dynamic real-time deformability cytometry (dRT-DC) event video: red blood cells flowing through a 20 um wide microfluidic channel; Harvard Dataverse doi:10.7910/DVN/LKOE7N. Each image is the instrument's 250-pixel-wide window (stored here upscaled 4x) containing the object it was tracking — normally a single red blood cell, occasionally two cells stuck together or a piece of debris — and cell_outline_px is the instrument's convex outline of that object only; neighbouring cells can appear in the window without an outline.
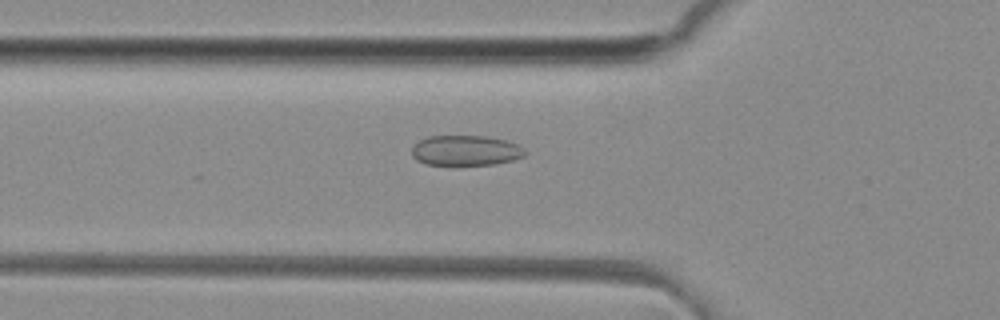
{"species": "common noctule bat (a hibernating species)", "species_latin": "Nyctalus noctula", "temperature_condition": "room temperature", "stored_images_in_passage": 11, "camera_frame_rate_fps": 3000, "um_per_image_px": 0.085, "animal": {"sex": "female", "body_mass_g": 29.2, "forearm_length_mm": 56.3}, "frame": {"image": 1, "passage_image": 4, "time_ms": 1.0, "image_size_px": [1000, 320], "cell_outline_px": [[528, 152], [524, 156], [512, 160], [496, 164], [428, 164], [416, 160], [412, 156], [412, 148], [420, 140], [428, 136], [488, 136], [504, 140], [516, 144], [524, 148]], "centroid_in_image_um": [39.6, 12.78], "position_along_channel_um": 86.2, "area_um2": 19.77}}
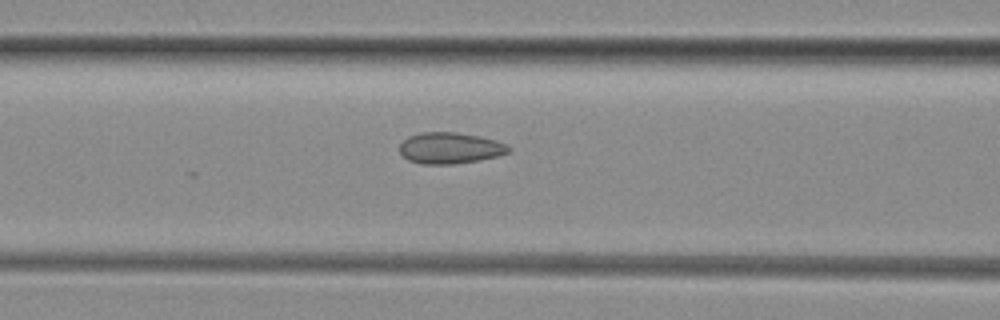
{"frame": {"image": 2, "passage_image": 7, "time_ms": 2.0, "image_size_px": [1000, 320], "cell_outline_px": [[512, 148], [508, 152], [496, 156], [480, 160], [456, 164], [420, 164], [408, 160], [400, 152], [400, 144], [408, 136], [420, 132], [456, 132], [480, 136], [496, 140], [508, 144]], "centroid_in_image_um": [38.26, 12.58], "position_along_channel_um": 128.3, "area_um2": 20.0}}
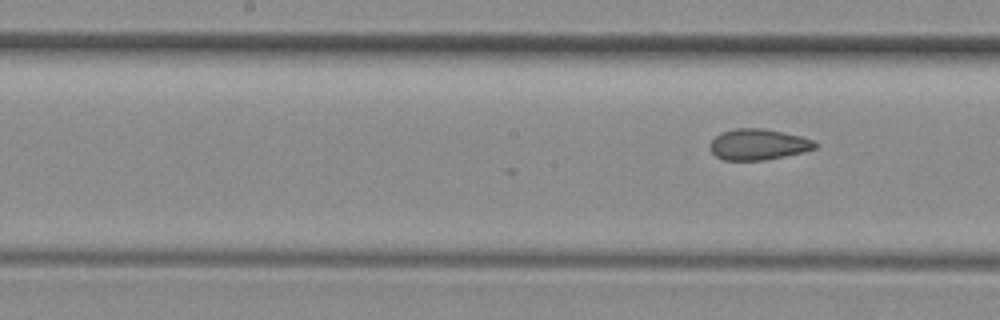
{"frame": {"image": 3, "passage_image": 11, "time_ms": 3.333, "image_size_px": [1000, 320], "cell_outline_px": [[820, 144], [816, 148], [804, 152], [764, 160], [724, 160], [716, 156], [712, 152], [708, 144], [720, 132], [736, 128], [760, 128], [800, 136], [812, 140]], "centroid_in_image_um": [64.44, 12.28], "position_along_channel_um": 183.8, "area_um2": 18.9}}